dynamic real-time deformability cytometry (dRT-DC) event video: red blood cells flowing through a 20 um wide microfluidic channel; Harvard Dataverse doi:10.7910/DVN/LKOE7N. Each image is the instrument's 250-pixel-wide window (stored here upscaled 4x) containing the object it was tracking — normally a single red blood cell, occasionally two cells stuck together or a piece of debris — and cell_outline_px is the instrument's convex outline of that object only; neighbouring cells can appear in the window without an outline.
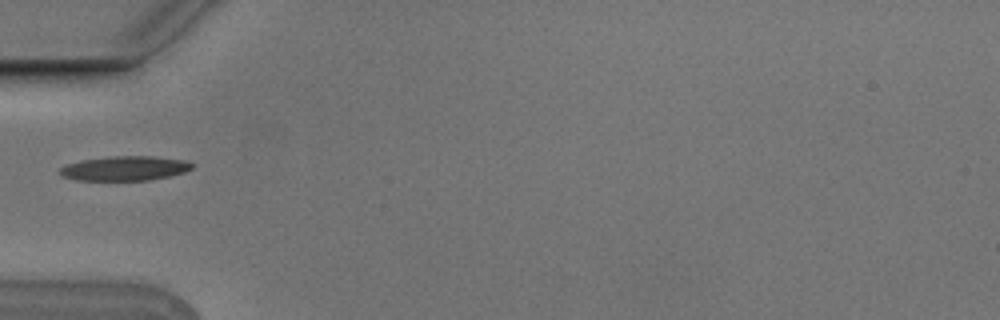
{"species": "Egyptian fruit bat (a non-hibernating species)", "species_latin": "Rousettus aegyptiacus", "temperature_condition": "cold", "stored_images_in_passage": 2, "camera_frame_rate_fps": 3000, "um_per_image_px": 0.085, "animal": {"sex": "male"}, "frame": {"image": 1, "passage_image": 1, "time_ms": 0.0, "image_size_px": [1000, 320], "cell_outline_px": [[192, 168], [184, 172], [168, 176], [148, 180], [76, 180], [60, 176], [56, 172], [60, 168], [68, 164], [80, 160], [112, 156], [152, 156], [184, 160], [192, 164]], "centroid_in_image_um": [10.53, 14.31], "position_along_channel_um": 74.5, "area_um2": 18.84}}